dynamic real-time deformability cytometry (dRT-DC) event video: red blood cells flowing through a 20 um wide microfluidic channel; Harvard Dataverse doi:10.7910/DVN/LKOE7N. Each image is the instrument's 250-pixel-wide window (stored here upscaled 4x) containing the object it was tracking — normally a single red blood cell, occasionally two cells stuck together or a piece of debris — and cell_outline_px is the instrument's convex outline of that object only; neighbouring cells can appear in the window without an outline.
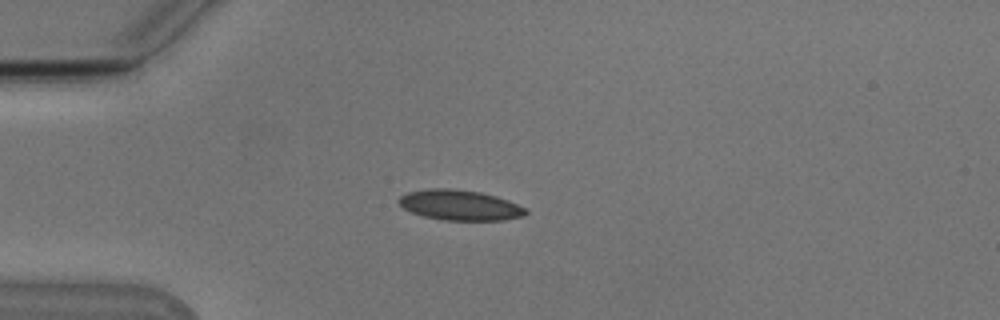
{"species": "Egyptian fruit bat (a non-hibernating species)", "species_latin": "Rousettus aegyptiacus", "temperature_condition": "cold", "stored_images_in_passage": 54, "camera_frame_rate_fps": 3000, "um_per_image_px": 0.085, "animal": {"sex": "male"}, "frame": {"image": 1, "passage_image": 14, "time_ms": 4.333, "image_size_px": [1000, 320], "cell_outline_px": [[528, 212], [524, 216], [504, 220], [444, 220], [424, 216], [412, 212], [404, 208], [396, 200], [400, 196], [408, 192], [428, 188], [456, 188], [480, 192], [496, 196], [508, 200], [528, 208]], "centroid_in_image_um": [39.11, 17.42], "position_along_channel_um": 45.9, "area_um2": 22.6}}
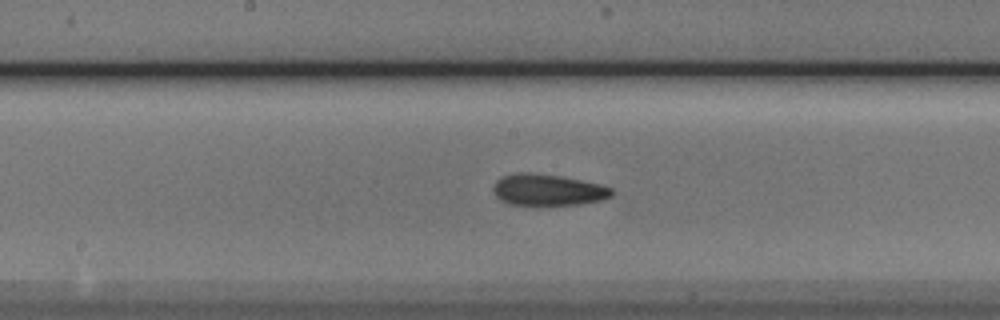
{"frame": {"image": 2, "passage_image": 28, "time_ms": 9.0, "image_size_px": [1000, 320], "cell_outline_px": [[612, 196], [604, 200], [580, 204], [548, 208], [508, 204], [500, 200], [496, 196], [492, 188], [496, 180], [500, 176], [516, 172], [532, 172], [560, 176], [580, 180], [612, 188]], "centroid_in_image_um": [46.51, 16.18], "position_along_channel_um": 201.7, "area_um2": 22.66}}
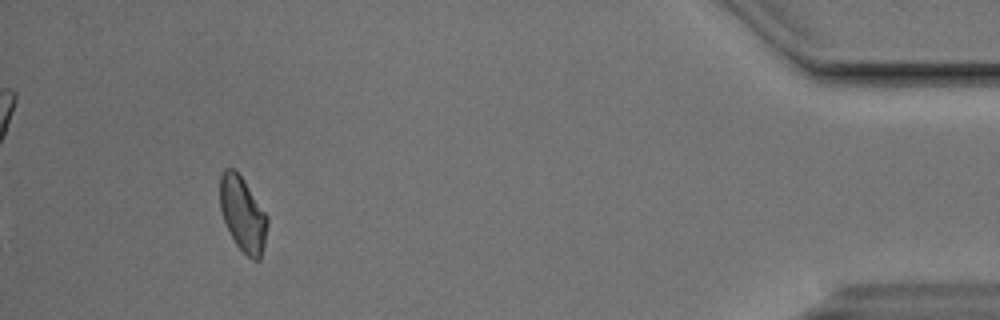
{"frame": {"image": 3, "passage_image": 50, "time_ms": 16.333, "image_size_px": [1000, 320], "cell_outline_px": [[268, 224], [264, 244], [260, 260], [252, 260], [236, 244], [224, 220], [220, 208], [220, 176], [224, 168], [232, 168], [244, 180], [268, 216]], "centroid_in_image_um": [20.64, 18.2], "position_along_channel_um": 414.6, "area_um2": 20.4}, "authors_computed_cell_mechanics": {"area_um2": 21.2704, "velocity_mm_per_s": 3.7804, "shape_relaxation_time_tau1_ms": null, "shape_relaxation_time_tau2_ms": 3.9969, "deformation_change_tau1": null, "deformation_change_tau2": 0.1025}}